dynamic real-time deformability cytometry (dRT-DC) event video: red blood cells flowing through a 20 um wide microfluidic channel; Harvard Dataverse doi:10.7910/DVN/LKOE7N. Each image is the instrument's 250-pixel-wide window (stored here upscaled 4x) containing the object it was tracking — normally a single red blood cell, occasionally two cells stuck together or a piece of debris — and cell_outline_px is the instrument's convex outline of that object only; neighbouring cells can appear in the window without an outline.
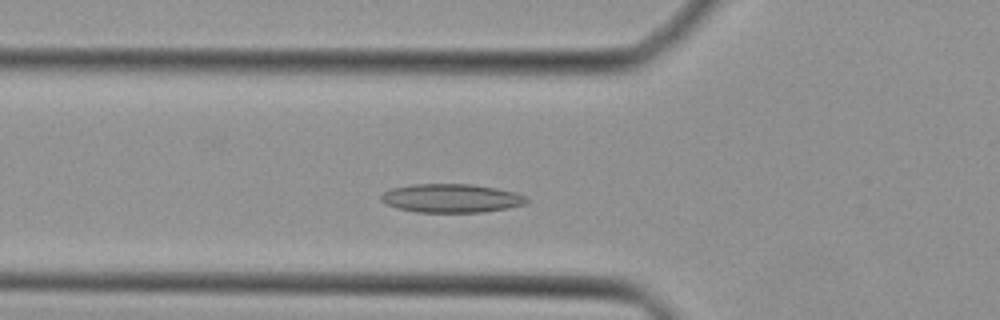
{"species": "Egyptian fruit bat (a non-hibernating species)", "species_latin": "Rousettus aegyptiacus", "temperature_condition": "cold", "stored_images_in_passage": 32, "camera_frame_rate_fps": 3000, "um_per_image_px": 0.085, "animal": {"sex": "female"}, "frame": {"image": 1, "passage_image": 3, "time_ms": 0.667, "image_size_px": [1000, 320], "cell_outline_px": [[528, 200], [524, 204], [508, 208], [484, 212], [416, 212], [396, 208], [384, 204], [380, 200], [380, 196], [384, 192], [392, 188], [412, 184], [472, 184], [496, 188], [516, 192], [524, 196]], "centroid_in_image_um": [38.32, 16.85], "position_along_channel_um": 87.5, "area_um2": 24.39}}
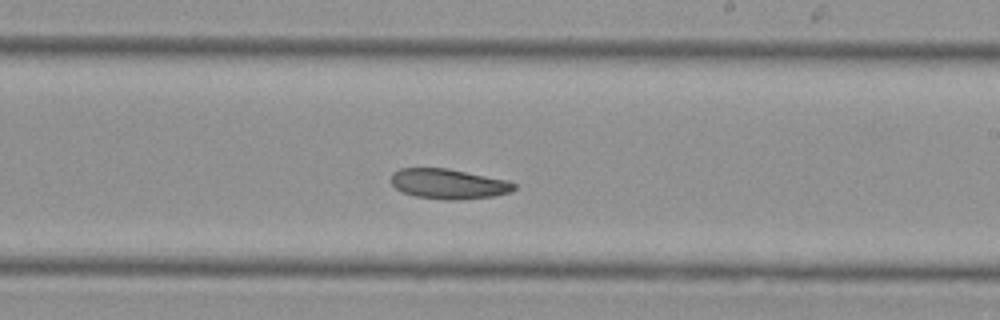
{"frame": {"image": 2, "passage_image": 14, "time_ms": 4.333, "image_size_px": [1000, 320], "cell_outline_px": [[516, 188], [512, 192], [492, 196], [460, 200], [448, 200], [416, 196], [400, 192], [392, 184], [392, 172], [400, 168], [448, 168], [508, 180], [516, 184]], "centroid_in_image_um": [38.14, 15.63], "position_along_channel_um": 250.9, "area_um2": 21.68}}
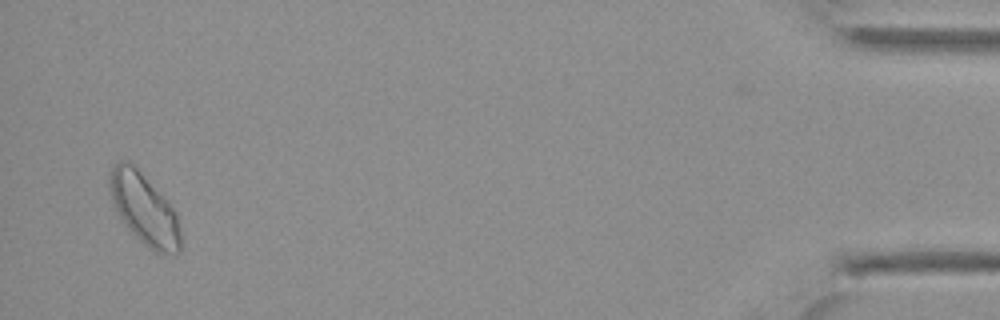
{"frame": {"image": 3, "passage_image": 31, "time_ms": 10.0, "image_size_px": [1000, 320], "cell_outline_px": [[180, 252], [156, 252], [148, 248], [124, 224], [112, 204], [108, 176], [112, 168], [120, 160], [128, 160], [140, 172], [176, 212], [180, 232]], "centroid_in_image_um": [12.22, 17.76], "position_along_channel_um": 423.0, "area_um2": 28.67}}